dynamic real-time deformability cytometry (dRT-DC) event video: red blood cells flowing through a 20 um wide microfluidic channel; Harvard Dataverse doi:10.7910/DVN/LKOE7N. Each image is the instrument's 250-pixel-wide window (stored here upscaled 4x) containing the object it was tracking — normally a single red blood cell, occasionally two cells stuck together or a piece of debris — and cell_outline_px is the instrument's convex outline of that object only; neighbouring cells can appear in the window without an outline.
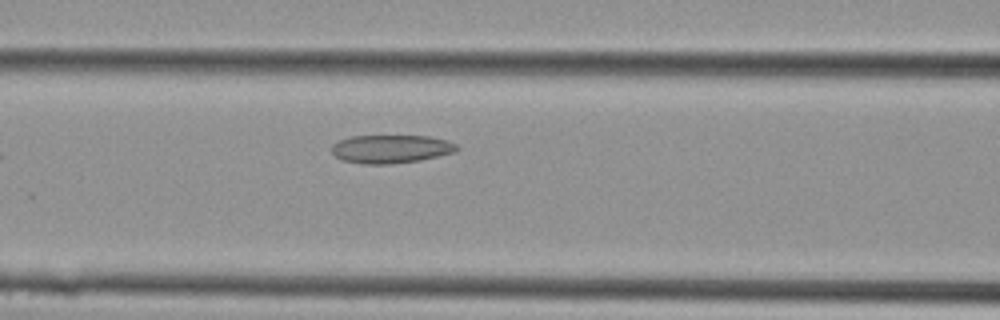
{"species": "Egyptian fruit bat (a non-hibernating species)", "species_latin": "Rousettus aegyptiacus", "temperature_condition": "cold", "stored_images_in_passage": 7, "camera_frame_rate_fps": 3000, "um_per_image_px": 0.085, "animal": {"sex": "female"}, "frame": {"image": 1, "passage_image": 4, "time_ms": 1.0, "image_size_px": [1000, 320], "cell_outline_px": [[460, 148], [456, 152], [420, 160], [388, 164], [364, 164], [340, 160], [332, 152], [332, 144], [340, 140], [352, 136], [428, 136], [448, 140], [456, 144]], "centroid_in_image_um": [33.25, 12.66], "position_along_channel_um": 133.4, "area_um2": 20.69}}
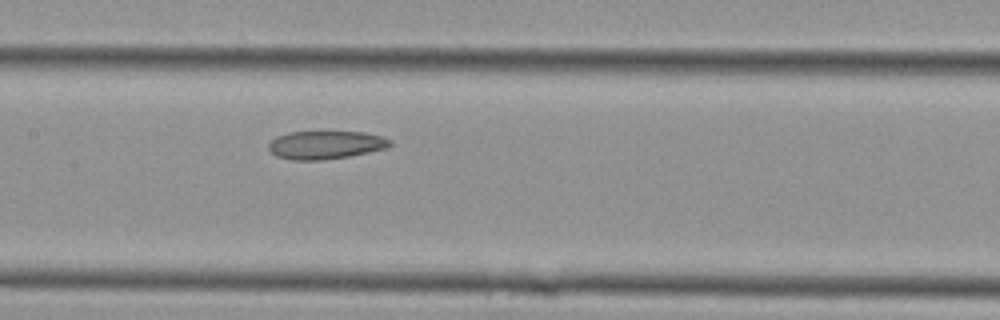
{"frame": {"image": 2, "passage_image": 6, "time_ms": 1.667, "image_size_px": [1000, 320], "cell_outline_px": [[392, 144], [388, 148], [348, 156], [324, 160], [292, 160], [276, 156], [268, 148], [268, 144], [276, 136], [292, 132], [364, 132], [384, 136], [392, 140]], "centroid_in_image_um": [27.71, 12.32], "position_along_channel_um": 179.7, "area_um2": 20.0}}